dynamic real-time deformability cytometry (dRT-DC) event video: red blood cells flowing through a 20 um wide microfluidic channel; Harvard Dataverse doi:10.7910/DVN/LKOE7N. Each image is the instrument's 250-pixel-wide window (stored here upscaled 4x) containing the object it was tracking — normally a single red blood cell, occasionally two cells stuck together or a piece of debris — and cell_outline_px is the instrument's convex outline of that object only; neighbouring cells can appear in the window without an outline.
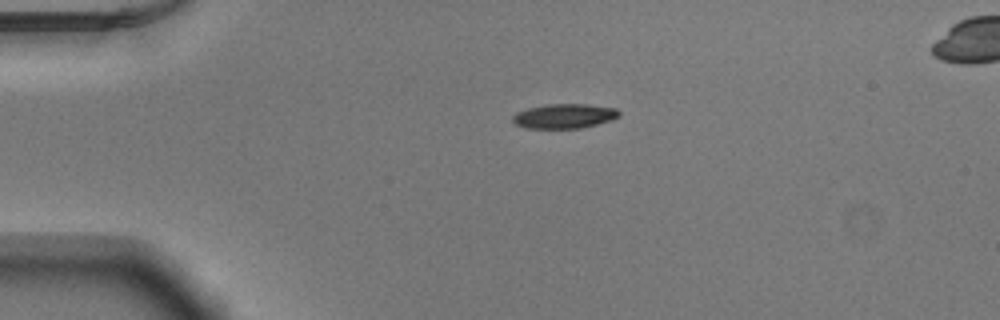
{"species": "Egyptian fruit bat (a non-hibernating species)", "species_latin": "Rousettus aegyptiacus", "temperature_condition": "warm", "stored_images_in_passage": 41, "camera_frame_rate_fps": 3000, "um_per_image_px": 0.085, "animal": {"sex": "male"}, "frame": {"image": 1, "passage_image": 1, "time_ms": 0.0, "image_size_px": [1000, 320], "cell_outline_px": [[620, 116], [612, 120], [580, 128], [524, 128], [516, 124], [512, 120], [512, 116], [516, 112], [528, 108], [548, 104], [588, 104], [616, 108], [620, 112]], "centroid_in_image_um": [47.97, 9.86], "position_along_channel_um": 37.0, "area_um2": 15.26}}
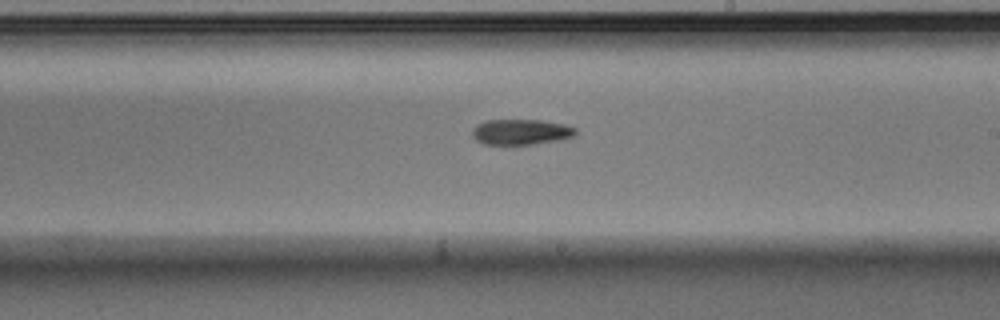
{"frame": {"image": 2, "passage_image": 20, "time_ms": 6.333, "image_size_px": [1000, 320], "cell_outline_px": [[576, 136], [556, 140], [532, 144], [484, 144], [476, 140], [472, 136], [472, 128], [476, 124], [488, 120], [540, 120], [564, 124], [576, 128]], "centroid_in_image_um": [44.26, 11.21], "position_along_channel_um": 244.7, "area_um2": 15.32}}
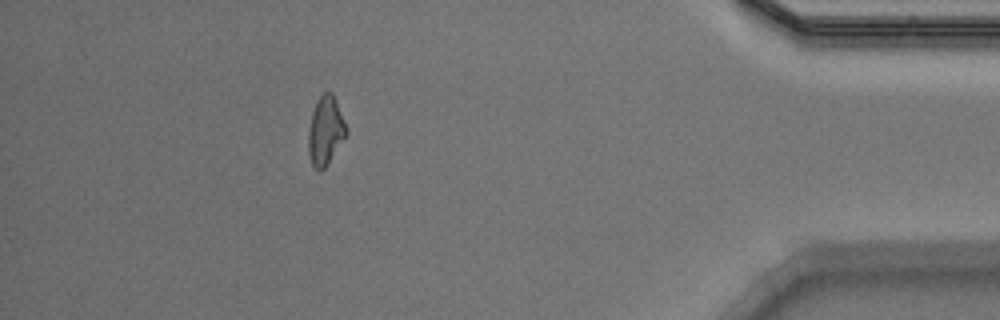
{"frame": {"image": 3, "passage_image": 36, "time_ms": 11.667, "image_size_px": [1000, 320], "cell_outline_px": [[348, 132], [328, 164], [320, 172], [312, 164], [308, 152], [308, 132], [312, 112], [316, 100], [324, 92], [332, 92]], "centroid_in_image_um": [27.64, 11.13], "position_along_channel_um": 407.6, "area_um2": 14.97}, "authors_computed_cell_mechanics": {"area_um2": 15.4326, "velocity_mm_per_s": 3.9047, "shape_relaxation_time_tau1_ms": 2.8572, "shape_relaxation_time_tau2_ms": null, "deformation_change_tau1": 0.1504, "deformation_change_tau2": null}}